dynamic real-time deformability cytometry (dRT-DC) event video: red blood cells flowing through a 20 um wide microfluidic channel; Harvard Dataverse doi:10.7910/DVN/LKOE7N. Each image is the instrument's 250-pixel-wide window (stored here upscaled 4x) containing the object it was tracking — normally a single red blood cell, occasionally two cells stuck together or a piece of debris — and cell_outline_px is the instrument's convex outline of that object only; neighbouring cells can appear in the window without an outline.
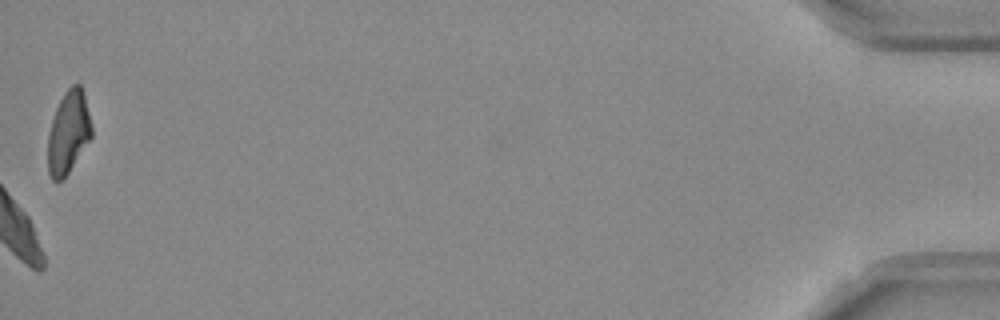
{"species": "Egyptian fruit bat (a non-hibernating species)", "species_latin": "Rousettus aegyptiacus", "temperature_condition": "room temperature", "stored_images_in_passage": 46, "camera_frame_rate_fps": 3000, "um_per_image_px": 0.085, "frame": {"image": 1, "passage_image": 46, "time_ms": 15.0, "image_size_px": [1000, 320], "cell_outline_px": [[92, 136], [68, 172], [60, 180], [52, 180], [48, 172], [48, 132], [56, 108], [64, 92], [72, 84], [80, 84], [84, 92], [92, 128]], "centroid_in_image_um": [5.81, 11.21], "position_along_channel_um": 429.4, "area_um2": 20.81}, "authors_computed_cell_mechanics": {"area_um2": 23.7558, "velocity_mm_per_s": 3.6958, "shape_relaxation_time_tau1_ms": 3.5118, "shape_relaxation_time_tau2_ms": 2.0804, "deformation_change_tau1": 0.1456, "deformation_change_tau2": 0.0904}}